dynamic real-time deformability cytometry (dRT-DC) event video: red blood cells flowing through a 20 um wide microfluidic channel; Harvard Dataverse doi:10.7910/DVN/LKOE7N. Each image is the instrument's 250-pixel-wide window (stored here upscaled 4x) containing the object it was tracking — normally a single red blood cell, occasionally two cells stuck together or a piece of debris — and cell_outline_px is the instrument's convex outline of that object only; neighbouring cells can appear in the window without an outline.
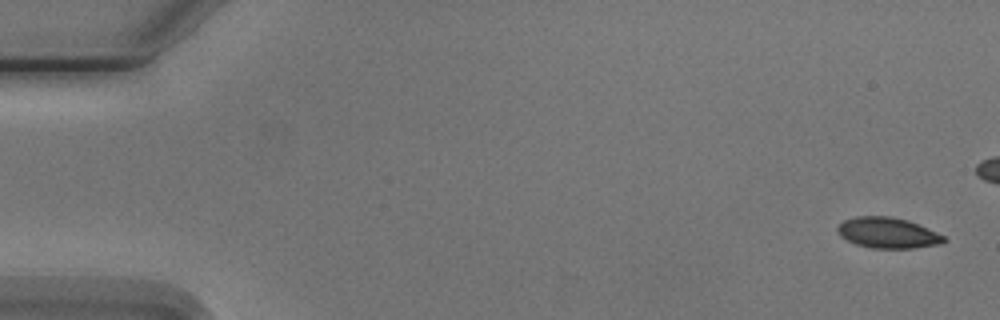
{"species": "Egyptian fruit bat (a non-hibernating species)", "species_latin": "Rousettus aegyptiacus", "temperature_condition": "cold", "stored_images_in_passage": 5, "camera_frame_rate_fps": 3000, "um_per_image_px": 0.085, "animal": {"sex": "male"}, "frame": {"image": 1, "passage_image": 1, "time_ms": 0.0, "image_size_px": [1000, 320], "cell_outline_px": [[944, 244], [916, 248], [872, 248], [856, 244], [840, 236], [836, 228], [844, 220], [856, 216], [892, 216], [908, 220], [944, 236]], "centroid_in_image_um": [75.45, 19.79], "position_along_channel_um": 9.5, "area_um2": 18.96}}